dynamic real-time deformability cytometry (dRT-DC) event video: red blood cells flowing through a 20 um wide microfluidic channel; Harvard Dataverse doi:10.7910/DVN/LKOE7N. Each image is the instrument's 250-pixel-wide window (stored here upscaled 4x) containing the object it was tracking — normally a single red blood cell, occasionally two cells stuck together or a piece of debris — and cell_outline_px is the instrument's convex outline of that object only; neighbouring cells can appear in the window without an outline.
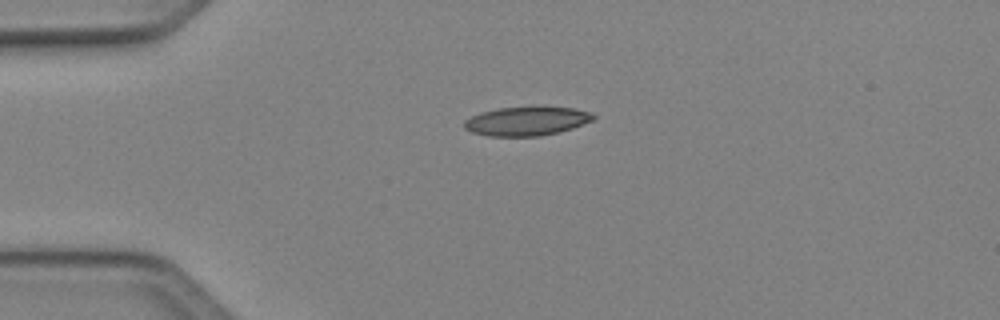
{"species": "Egyptian fruit bat (a non-hibernating species)", "species_latin": "Rousettus aegyptiacus", "temperature_condition": "cold", "stored_images_in_passage": 33, "camera_frame_rate_fps": 3000, "um_per_image_px": 0.085, "animal": {"sex": "female"}, "frame": {"image": 1, "passage_image": 1, "time_ms": 0.0, "image_size_px": [1000, 320], "cell_outline_px": [[596, 116], [592, 120], [572, 128], [540, 136], [488, 136], [472, 132], [464, 128], [464, 120], [480, 112], [496, 108], [576, 108], [592, 112]], "centroid_in_image_um": [44.73, 10.3], "position_along_channel_um": 40.3, "area_um2": 21.39}}
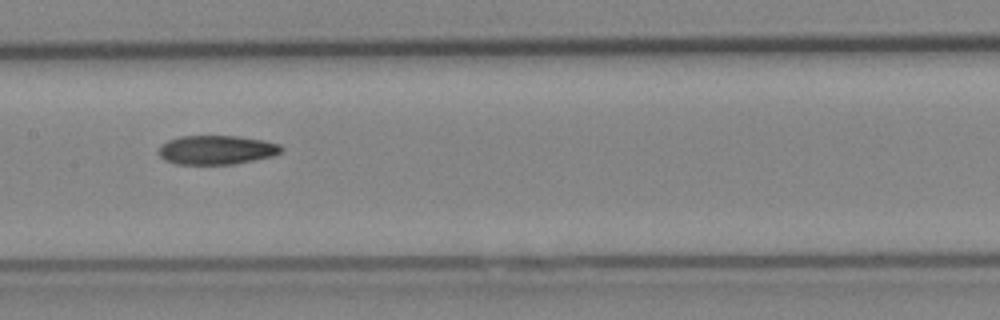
{"frame": {"image": 2, "passage_image": 14, "time_ms": 4.333, "image_size_px": [1000, 320], "cell_outline_px": [[284, 148], [280, 152], [272, 156], [232, 164], [176, 164], [164, 160], [156, 152], [160, 144], [168, 140], [180, 136], [240, 136], [264, 140], [280, 144]], "centroid_in_image_um": [18.36, 12.73], "position_along_channel_um": 189.0, "area_um2": 20.92}}
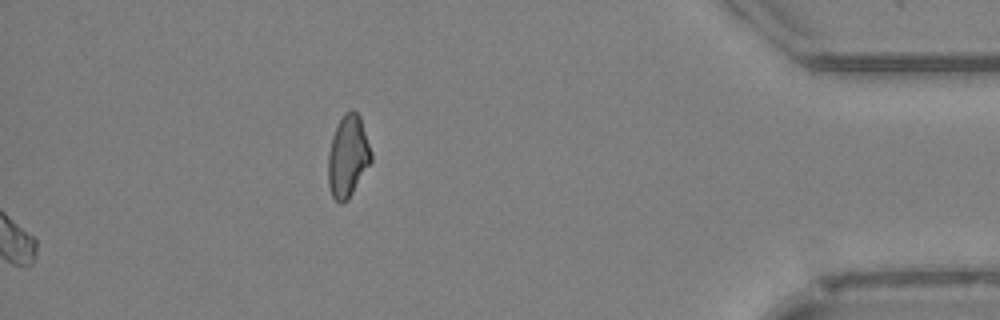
{"frame": {"image": 3, "passage_image": 33, "time_ms": 10.667, "image_size_px": [1000, 320], "cell_outline_px": [[372, 160], [348, 200], [344, 204], [340, 204], [332, 196], [328, 184], [328, 152], [332, 136], [344, 112], [352, 108], [360, 116], [372, 152]], "centroid_in_image_um": [29.57, 13.29], "position_along_channel_um": 405.6, "area_um2": 20.63}, "authors_computed_cell_mechanics": {"area_um2": 21.0392, "velocity_mm_per_s": 4.1248, "shape_relaxation_time_tau1_ms": null, "shape_relaxation_time_tau2_ms": 9.9895, "deformation_change_tau1": null, "deformation_change_tau2": 0.1931}}